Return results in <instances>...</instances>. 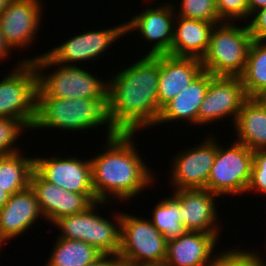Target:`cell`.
<instances>
[{
	"label": "cell",
	"mask_w": 266,
	"mask_h": 266,
	"mask_svg": "<svg viewBox=\"0 0 266 266\" xmlns=\"http://www.w3.org/2000/svg\"><path fill=\"white\" fill-rule=\"evenodd\" d=\"M134 134L106 138L101 153L90 158L92 186L98 201H126L153 185L155 176L134 145ZM110 196V197H109Z\"/></svg>",
	"instance_id": "obj_1"
},
{
	"label": "cell",
	"mask_w": 266,
	"mask_h": 266,
	"mask_svg": "<svg viewBox=\"0 0 266 266\" xmlns=\"http://www.w3.org/2000/svg\"><path fill=\"white\" fill-rule=\"evenodd\" d=\"M106 81L115 90L121 120L135 134L156 125L161 112L158 101L159 55L145 54Z\"/></svg>",
	"instance_id": "obj_2"
},
{
	"label": "cell",
	"mask_w": 266,
	"mask_h": 266,
	"mask_svg": "<svg viewBox=\"0 0 266 266\" xmlns=\"http://www.w3.org/2000/svg\"><path fill=\"white\" fill-rule=\"evenodd\" d=\"M236 24L228 21L215 24L207 52L201 59L204 71L226 77H239L243 73L253 39L245 21V25Z\"/></svg>",
	"instance_id": "obj_3"
},
{
	"label": "cell",
	"mask_w": 266,
	"mask_h": 266,
	"mask_svg": "<svg viewBox=\"0 0 266 266\" xmlns=\"http://www.w3.org/2000/svg\"><path fill=\"white\" fill-rule=\"evenodd\" d=\"M24 62H33L38 75V88L48 98L63 99H93L106 81L93 76L91 71L80 66H67L56 63L46 52ZM58 66L56 71L47 73L53 66Z\"/></svg>",
	"instance_id": "obj_4"
},
{
	"label": "cell",
	"mask_w": 266,
	"mask_h": 266,
	"mask_svg": "<svg viewBox=\"0 0 266 266\" xmlns=\"http://www.w3.org/2000/svg\"><path fill=\"white\" fill-rule=\"evenodd\" d=\"M10 72L0 81V118L22 120L32 129L36 119L37 70L33 62L22 60Z\"/></svg>",
	"instance_id": "obj_5"
},
{
	"label": "cell",
	"mask_w": 266,
	"mask_h": 266,
	"mask_svg": "<svg viewBox=\"0 0 266 266\" xmlns=\"http://www.w3.org/2000/svg\"><path fill=\"white\" fill-rule=\"evenodd\" d=\"M219 144L216 140V157L205 189L219 196L246 193L251 177L253 151L237 141L230 147Z\"/></svg>",
	"instance_id": "obj_6"
},
{
	"label": "cell",
	"mask_w": 266,
	"mask_h": 266,
	"mask_svg": "<svg viewBox=\"0 0 266 266\" xmlns=\"http://www.w3.org/2000/svg\"><path fill=\"white\" fill-rule=\"evenodd\" d=\"M166 248V237L153 226L150 219L121 213V247L118 258L135 263L164 265Z\"/></svg>",
	"instance_id": "obj_7"
},
{
	"label": "cell",
	"mask_w": 266,
	"mask_h": 266,
	"mask_svg": "<svg viewBox=\"0 0 266 266\" xmlns=\"http://www.w3.org/2000/svg\"><path fill=\"white\" fill-rule=\"evenodd\" d=\"M91 99L48 98L37 89L36 119L32 129L86 131L93 128Z\"/></svg>",
	"instance_id": "obj_8"
},
{
	"label": "cell",
	"mask_w": 266,
	"mask_h": 266,
	"mask_svg": "<svg viewBox=\"0 0 266 266\" xmlns=\"http://www.w3.org/2000/svg\"><path fill=\"white\" fill-rule=\"evenodd\" d=\"M248 99L240 77L215 76L201 103L197 125L215 123L230 117L234 124L244 102Z\"/></svg>",
	"instance_id": "obj_9"
},
{
	"label": "cell",
	"mask_w": 266,
	"mask_h": 266,
	"mask_svg": "<svg viewBox=\"0 0 266 266\" xmlns=\"http://www.w3.org/2000/svg\"><path fill=\"white\" fill-rule=\"evenodd\" d=\"M124 35H126L125 22L109 29L90 30L75 35L46 53L56 63L78 66L77 62L97 60L104 56L103 53L109 50L111 44Z\"/></svg>",
	"instance_id": "obj_10"
},
{
	"label": "cell",
	"mask_w": 266,
	"mask_h": 266,
	"mask_svg": "<svg viewBox=\"0 0 266 266\" xmlns=\"http://www.w3.org/2000/svg\"><path fill=\"white\" fill-rule=\"evenodd\" d=\"M212 136L208 135L204 142L194 145L193 148L184 149V152L179 151L172 160L170 184L175 190L207 187L211 167L216 157V138Z\"/></svg>",
	"instance_id": "obj_11"
},
{
	"label": "cell",
	"mask_w": 266,
	"mask_h": 266,
	"mask_svg": "<svg viewBox=\"0 0 266 266\" xmlns=\"http://www.w3.org/2000/svg\"><path fill=\"white\" fill-rule=\"evenodd\" d=\"M175 12L174 3L170 1L159 7H147L125 22V34L138 31L144 41H151L153 46L149 47L147 55H171Z\"/></svg>",
	"instance_id": "obj_12"
},
{
	"label": "cell",
	"mask_w": 266,
	"mask_h": 266,
	"mask_svg": "<svg viewBox=\"0 0 266 266\" xmlns=\"http://www.w3.org/2000/svg\"><path fill=\"white\" fill-rule=\"evenodd\" d=\"M42 0H14L0 14V27L9 48L21 49L36 39L43 18Z\"/></svg>",
	"instance_id": "obj_13"
},
{
	"label": "cell",
	"mask_w": 266,
	"mask_h": 266,
	"mask_svg": "<svg viewBox=\"0 0 266 266\" xmlns=\"http://www.w3.org/2000/svg\"><path fill=\"white\" fill-rule=\"evenodd\" d=\"M58 155L34 157V170L46 181L65 191L94 194L90 158L82 160L75 157Z\"/></svg>",
	"instance_id": "obj_14"
},
{
	"label": "cell",
	"mask_w": 266,
	"mask_h": 266,
	"mask_svg": "<svg viewBox=\"0 0 266 266\" xmlns=\"http://www.w3.org/2000/svg\"><path fill=\"white\" fill-rule=\"evenodd\" d=\"M29 186L36 196L44 220L52 223L60 217L81 213L98 201L95 194L65 191L44 180L35 170L31 174Z\"/></svg>",
	"instance_id": "obj_15"
},
{
	"label": "cell",
	"mask_w": 266,
	"mask_h": 266,
	"mask_svg": "<svg viewBox=\"0 0 266 266\" xmlns=\"http://www.w3.org/2000/svg\"><path fill=\"white\" fill-rule=\"evenodd\" d=\"M172 197L180 204L182 224L188 231L217 234L220 236L216 197L207 189L173 190Z\"/></svg>",
	"instance_id": "obj_16"
},
{
	"label": "cell",
	"mask_w": 266,
	"mask_h": 266,
	"mask_svg": "<svg viewBox=\"0 0 266 266\" xmlns=\"http://www.w3.org/2000/svg\"><path fill=\"white\" fill-rule=\"evenodd\" d=\"M39 218L44 217L30 186L11 195L0 209V248L30 229Z\"/></svg>",
	"instance_id": "obj_17"
},
{
	"label": "cell",
	"mask_w": 266,
	"mask_h": 266,
	"mask_svg": "<svg viewBox=\"0 0 266 266\" xmlns=\"http://www.w3.org/2000/svg\"><path fill=\"white\" fill-rule=\"evenodd\" d=\"M218 239L217 234L188 231L168 240L164 266H209Z\"/></svg>",
	"instance_id": "obj_18"
},
{
	"label": "cell",
	"mask_w": 266,
	"mask_h": 266,
	"mask_svg": "<svg viewBox=\"0 0 266 266\" xmlns=\"http://www.w3.org/2000/svg\"><path fill=\"white\" fill-rule=\"evenodd\" d=\"M202 71L203 66L199 58L159 55V107L162 108L178 95Z\"/></svg>",
	"instance_id": "obj_19"
},
{
	"label": "cell",
	"mask_w": 266,
	"mask_h": 266,
	"mask_svg": "<svg viewBox=\"0 0 266 266\" xmlns=\"http://www.w3.org/2000/svg\"><path fill=\"white\" fill-rule=\"evenodd\" d=\"M212 74L202 71L187 87L178 95L167 102L162 108L156 125L160 123H172L178 120H186L197 126V115L204 100L209 82L214 78Z\"/></svg>",
	"instance_id": "obj_20"
},
{
	"label": "cell",
	"mask_w": 266,
	"mask_h": 266,
	"mask_svg": "<svg viewBox=\"0 0 266 266\" xmlns=\"http://www.w3.org/2000/svg\"><path fill=\"white\" fill-rule=\"evenodd\" d=\"M214 26V23L176 16L171 55L202 59L207 52Z\"/></svg>",
	"instance_id": "obj_21"
},
{
	"label": "cell",
	"mask_w": 266,
	"mask_h": 266,
	"mask_svg": "<svg viewBox=\"0 0 266 266\" xmlns=\"http://www.w3.org/2000/svg\"><path fill=\"white\" fill-rule=\"evenodd\" d=\"M107 204L108 202L97 201L87 208L86 243L92 245L101 254L117 256L121 247V213L117 212L114 215V224L112 220L95 212L96 208L102 206L104 208Z\"/></svg>",
	"instance_id": "obj_22"
},
{
	"label": "cell",
	"mask_w": 266,
	"mask_h": 266,
	"mask_svg": "<svg viewBox=\"0 0 266 266\" xmlns=\"http://www.w3.org/2000/svg\"><path fill=\"white\" fill-rule=\"evenodd\" d=\"M93 128L107 126L106 138H126L135 134L122 120L115 90L107 81L90 104Z\"/></svg>",
	"instance_id": "obj_23"
},
{
	"label": "cell",
	"mask_w": 266,
	"mask_h": 266,
	"mask_svg": "<svg viewBox=\"0 0 266 266\" xmlns=\"http://www.w3.org/2000/svg\"><path fill=\"white\" fill-rule=\"evenodd\" d=\"M237 142L251 151L266 150V110L255 98H248L234 123Z\"/></svg>",
	"instance_id": "obj_24"
},
{
	"label": "cell",
	"mask_w": 266,
	"mask_h": 266,
	"mask_svg": "<svg viewBox=\"0 0 266 266\" xmlns=\"http://www.w3.org/2000/svg\"><path fill=\"white\" fill-rule=\"evenodd\" d=\"M22 152L0 156V188L10 196L30 185L34 157L27 158Z\"/></svg>",
	"instance_id": "obj_25"
},
{
	"label": "cell",
	"mask_w": 266,
	"mask_h": 266,
	"mask_svg": "<svg viewBox=\"0 0 266 266\" xmlns=\"http://www.w3.org/2000/svg\"><path fill=\"white\" fill-rule=\"evenodd\" d=\"M55 242L44 266H86L102 255L92 245L80 240L57 237Z\"/></svg>",
	"instance_id": "obj_26"
},
{
	"label": "cell",
	"mask_w": 266,
	"mask_h": 266,
	"mask_svg": "<svg viewBox=\"0 0 266 266\" xmlns=\"http://www.w3.org/2000/svg\"><path fill=\"white\" fill-rule=\"evenodd\" d=\"M239 77L248 98L266 90V42L252 41L244 71Z\"/></svg>",
	"instance_id": "obj_27"
},
{
	"label": "cell",
	"mask_w": 266,
	"mask_h": 266,
	"mask_svg": "<svg viewBox=\"0 0 266 266\" xmlns=\"http://www.w3.org/2000/svg\"><path fill=\"white\" fill-rule=\"evenodd\" d=\"M152 211L150 221L166 237L167 241L181 237L188 232L181 222L180 204L172 196L160 200Z\"/></svg>",
	"instance_id": "obj_28"
},
{
	"label": "cell",
	"mask_w": 266,
	"mask_h": 266,
	"mask_svg": "<svg viewBox=\"0 0 266 266\" xmlns=\"http://www.w3.org/2000/svg\"><path fill=\"white\" fill-rule=\"evenodd\" d=\"M179 8L174 6L175 14L179 17L206 21L209 23L219 24L223 22L217 13L215 0H179Z\"/></svg>",
	"instance_id": "obj_29"
},
{
	"label": "cell",
	"mask_w": 266,
	"mask_h": 266,
	"mask_svg": "<svg viewBox=\"0 0 266 266\" xmlns=\"http://www.w3.org/2000/svg\"><path fill=\"white\" fill-rule=\"evenodd\" d=\"M26 129L30 128L22 120L0 118V156L21 151L19 147H15V143Z\"/></svg>",
	"instance_id": "obj_30"
},
{
	"label": "cell",
	"mask_w": 266,
	"mask_h": 266,
	"mask_svg": "<svg viewBox=\"0 0 266 266\" xmlns=\"http://www.w3.org/2000/svg\"><path fill=\"white\" fill-rule=\"evenodd\" d=\"M50 224L59 228L57 237L86 242L87 209L81 213L60 217Z\"/></svg>",
	"instance_id": "obj_31"
},
{
	"label": "cell",
	"mask_w": 266,
	"mask_h": 266,
	"mask_svg": "<svg viewBox=\"0 0 266 266\" xmlns=\"http://www.w3.org/2000/svg\"><path fill=\"white\" fill-rule=\"evenodd\" d=\"M255 251L237 249L222 250V253L215 254L209 266H258V257Z\"/></svg>",
	"instance_id": "obj_32"
},
{
	"label": "cell",
	"mask_w": 266,
	"mask_h": 266,
	"mask_svg": "<svg viewBox=\"0 0 266 266\" xmlns=\"http://www.w3.org/2000/svg\"><path fill=\"white\" fill-rule=\"evenodd\" d=\"M256 191L266 195V150L253 151L251 177L246 193Z\"/></svg>",
	"instance_id": "obj_33"
},
{
	"label": "cell",
	"mask_w": 266,
	"mask_h": 266,
	"mask_svg": "<svg viewBox=\"0 0 266 266\" xmlns=\"http://www.w3.org/2000/svg\"><path fill=\"white\" fill-rule=\"evenodd\" d=\"M219 18L222 21L238 22L248 20L247 0H215Z\"/></svg>",
	"instance_id": "obj_34"
},
{
	"label": "cell",
	"mask_w": 266,
	"mask_h": 266,
	"mask_svg": "<svg viewBox=\"0 0 266 266\" xmlns=\"http://www.w3.org/2000/svg\"><path fill=\"white\" fill-rule=\"evenodd\" d=\"M246 22L253 40L266 42V7L254 12Z\"/></svg>",
	"instance_id": "obj_35"
},
{
	"label": "cell",
	"mask_w": 266,
	"mask_h": 266,
	"mask_svg": "<svg viewBox=\"0 0 266 266\" xmlns=\"http://www.w3.org/2000/svg\"><path fill=\"white\" fill-rule=\"evenodd\" d=\"M118 256L102 254L94 262L86 266H117Z\"/></svg>",
	"instance_id": "obj_36"
},
{
	"label": "cell",
	"mask_w": 266,
	"mask_h": 266,
	"mask_svg": "<svg viewBox=\"0 0 266 266\" xmlns=\"http://www.w3.org/2000/svg\"><path fill=\"white\" fill-rule=\"evenodd\" d=\"M248 1V18L261 8L266 7V0H247Z\"/></svg>",
	"instance_id": "obj_37"
},
{
	"label": "cell",
	"mask_w": 266,
	"mask_h": 266,
	"mask_svg": "<svg viewBox=\"0 0 266 266\" xmlns=\"http://www.w3.org/2000/svg\"><path fill=\"white\" fill-rule=\"evenodd\" d=\"M10 51L11 49L6 44L0 27V61H2L3 59H7L8 56L10 57Z\"/></svg>",
	"instance_id": "obj_38"
},
{
	"label": "cell",
	"mask_w": 266,
	"mask_h": 266,
	"mask_svg": "<svg viewBox=\"0 0 266 266\" xmlns=\"http://www.w3.org/2000/svg\"><path fill=\"white\" fill-rule=\"evenodd\" d=\"M117 266H164L162 264L135 263L125 259L118 258Z\"/></svg>",
	"instance_id": "obj_39"
},
{
	"label": "cell",
	"mask_w": 266,
	"mask_h": 266,
	"mask_svg": "<svg viewBox=\"0 0 266 266\" xmlns=\"http://www.w3.org/2000/svg\"><path fill=\"white\" fill-rule=\"evenodd\" d=\"M261 106L266 110V90L259 93L257 96L254 97Z\"/></svg>",
	"instance_id": "obj_40"
},
{
	"label": "cell",
	"mask_w": 266,
	"mask_h": 266,
	"mask_svg": "<svg viewBox=\"0 0 266 266\" xmlns=\"http://www.w3.org/2000/svg\"><path fill=\"white\" fill-rule=\"evenodd\" d=\"M10 195L0 188V209L7 203Z\"/></svg>",
	"instance_id": "obj_41"
},
{
	"label": "cell",
	"mask_w": 266,
	"mask_h": 266,
	"mask_svg": "<svg viewBox=\"0 0 266 266\" xmlns=\"http://www.w3.org/2000/svg\"><path fill=\"white\" fill-rule=\"evenodd\" d=\"M13 1L14 0H0V14L3 11V9L6 8Z\"/></svg>",
	"instance_id": "obj_42"
},
{
	"label": "cell",
	"mask_w": 266,
	"mask_h": 266,
	"mask_svg": "<svg viewBox=\"0 0 266 266\" xmlns=\"http://www.w3.org/2000/svg\"><path fill=\"white\" fill-rule=\"evenodd\" d=\"M258 257V266H266V262L264 261V257H261V253L259 254L258 251H255Z\"/></svg>",
	"instance_id": "obj_43"
}]
</instances>
